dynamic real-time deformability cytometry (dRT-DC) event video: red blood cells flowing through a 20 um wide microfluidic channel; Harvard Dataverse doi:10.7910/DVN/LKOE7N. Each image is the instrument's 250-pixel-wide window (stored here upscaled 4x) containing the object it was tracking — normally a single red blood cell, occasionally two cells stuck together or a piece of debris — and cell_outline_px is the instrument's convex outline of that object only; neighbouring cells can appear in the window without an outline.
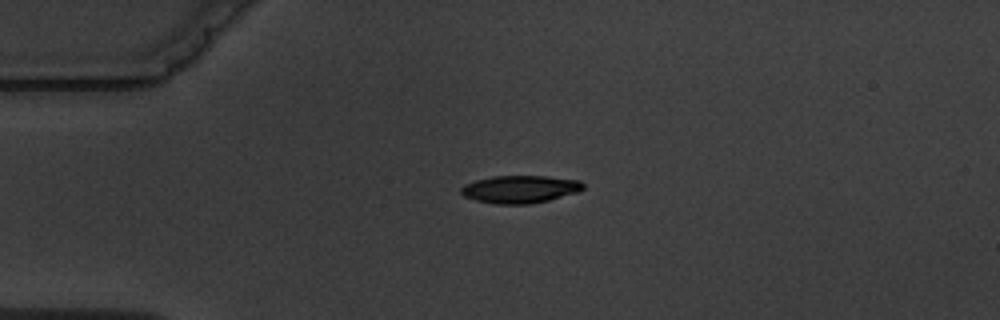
{"species": "common noctule bat (a hibernating species)", "species_latin": "Nyctalus noctula", "temperature_condition": "warm", "stored_images_in_passage": 3, "camera_frame_rate_fps": 3000, "um_per_image_px": 0.085, "animal": {"sex": "male", "body_mass_g": 19.5, "forearm_length_mm": 54.6}, "frame": {"image": 1, "passage_image": 1, "time_ms": 0.0, "image_size_px": [1000, 320], "cell_outline_px": [[584, 188], [576, 192], [548, 200], [528, 204], [496, 204], [476, 200], [464, 196], [460, 192], [460, 188], [464, 184], [476, 180], [492, 176], [548, 176], [580, 180], [584, 184]], "centroid_in_image_um": [44.18, 16.07], "position_along_channel_um": 40.8, "area_um2": 19.59}}
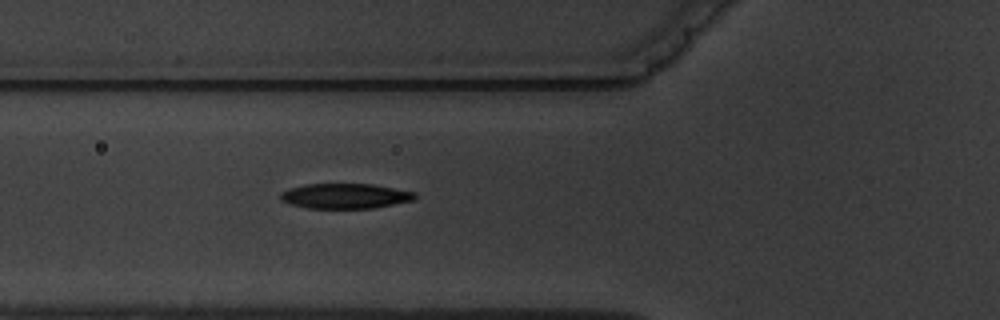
{"frame": {"image": 2, "passage_image": 3, "time_ms": 2.333, "image_size_px": [1000, 320], "cell_outline_px": [[416, 196], [412, 200], [372, 208], [308, 208], [292, 204], [280, 200], [280, 192], [288, 188], [304, 184], [372, 184], [416, 192]], "centroid_in_image_um": [29.29, 16.65], "position_along_channel_um": 96.5, "area_um2": 19.54}}